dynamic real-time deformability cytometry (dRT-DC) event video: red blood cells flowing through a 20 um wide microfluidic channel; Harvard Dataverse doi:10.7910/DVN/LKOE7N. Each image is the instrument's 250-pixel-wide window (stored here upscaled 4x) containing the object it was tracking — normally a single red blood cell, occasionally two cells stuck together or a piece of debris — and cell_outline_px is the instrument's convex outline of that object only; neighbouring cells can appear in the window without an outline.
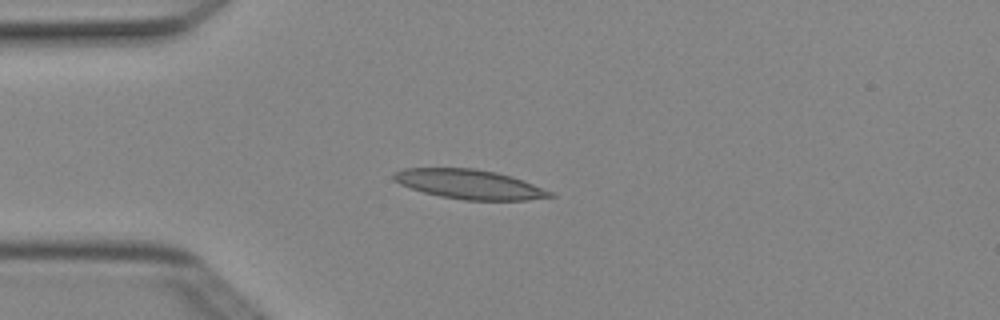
{"species": "Egyptian fruit bat (a non-hibernating species)", "species_latin": "Rousettus aegyptiacus", "temperature_condition": "cold", "stored_images_in_passage": 3, "camera_frame_rate_fps": 3000, "um_per_image_px": 0.085, "animal": {"sex": "female"}, "frame": {"image": 1, "passage_image": 3, "time_ms": 0.667, "image_size_px": [1000, 320], "cell_outline_px": [[556, 196], [528, 200], [464, 200], [440, 196], [424, 192], [400, 184], [392, 180], [392, 172], [404, 168], [476, 168], [496, 172], [512, 176], [524, 180], [556, 192]], "centroid_in_image_um": [39.94, 15.66], "position_along_channel_um": 45.1, "area_um2": 27.17}}